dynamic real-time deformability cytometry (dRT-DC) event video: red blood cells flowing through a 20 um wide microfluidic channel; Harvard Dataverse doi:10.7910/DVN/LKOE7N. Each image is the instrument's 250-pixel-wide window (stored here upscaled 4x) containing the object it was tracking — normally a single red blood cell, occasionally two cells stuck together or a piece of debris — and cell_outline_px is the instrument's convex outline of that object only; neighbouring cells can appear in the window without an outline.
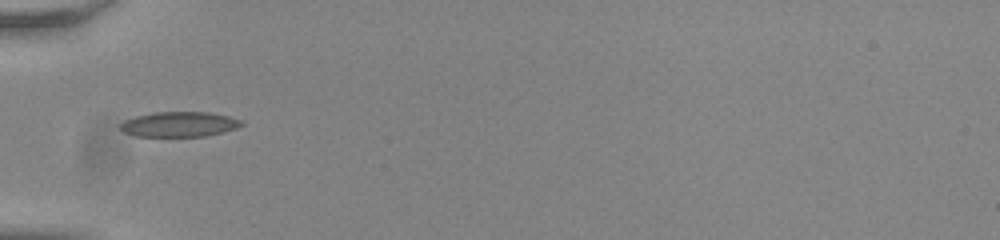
{"species": "common noctule bat (a hibernating species)", "species_latin": "Nyctalus noctula", "temperature_condition": "room temperature", "stored_images_in_passage": 36, "camera_frame_rate_fps": 3000, "um_per_image_px": 0.085, "animal": {"sex": "male", "body_mass_g": 20.0, "forearm_length_mm": 53.3}, "frame": {"image": 1, "passage_image": 1, "time_ms": 0.0, "image_size_px": [1000, 240], "cell_outline_px": [[244, 124], [236, 128], [224, 132], [204, 136], [136, 136], [124, 132], [120, 128], [120, 124], [124, 120], [136, 116], [156, 112], [208, 112], [228, 116], [240, 120]], "centroid_in_image_um": [15.23, 10.56], "position_along_channel_um": 69.8, "area_um2": 17.57}}
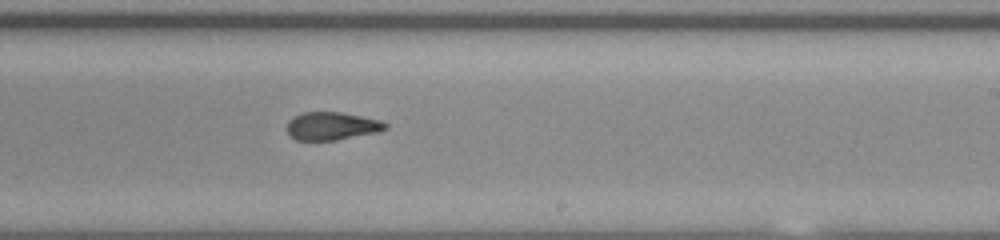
{"frame": {"image": 2, "passage_image": 16, "time_ms": 5.0, "image_size_px": [1000, 240], "cell_outline_px": [[388, 128], [376, 132], [336, 140], [296, 140], [288, 136], [288, 120], [292, 116], [300, 112], [340, 112], [380, 120], [388, 124]], "centroid_in_image_um": [28.16, 10.71], "position_along_channel_um": 260.8, "area_um2": 16.07}}
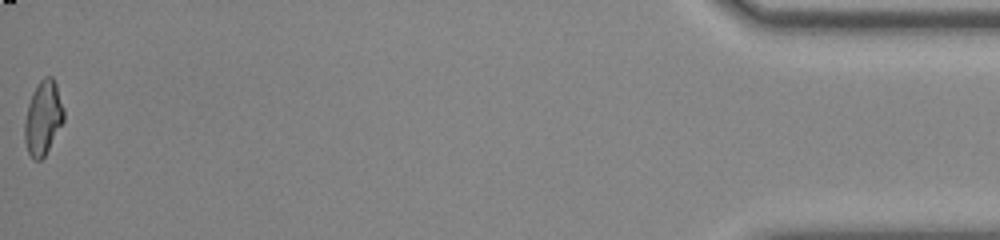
{"frame": {"image": 3, "passage_image": 36, "time_ms": 11.667, "image_size_px": [1000, 240], "cell_outline_px": [[64, 120], [44, 156], [40, 160], [32, 160], [28, 152], [24, 140], [24, 124], [28, 104], [32, 92], [40, 80], [44, 76], [52, 76], [56, 84], [64, 108]], "centroid_in_image_um": [3.65, 10.01], "position_along_channel_um": 431.5, "area_um2": 16.88}, "authors_computed_cell_mechanics": {"area_um2": 16.8487, "velocity_mm_per_s": 3.8566, "shape_relaxation_time_tau1_ms": null, "shape_relaxation_time_tau2_ms": 2.4031, "deformation_change_tau1": null, "deformation_change_tau2": 0.0998}}